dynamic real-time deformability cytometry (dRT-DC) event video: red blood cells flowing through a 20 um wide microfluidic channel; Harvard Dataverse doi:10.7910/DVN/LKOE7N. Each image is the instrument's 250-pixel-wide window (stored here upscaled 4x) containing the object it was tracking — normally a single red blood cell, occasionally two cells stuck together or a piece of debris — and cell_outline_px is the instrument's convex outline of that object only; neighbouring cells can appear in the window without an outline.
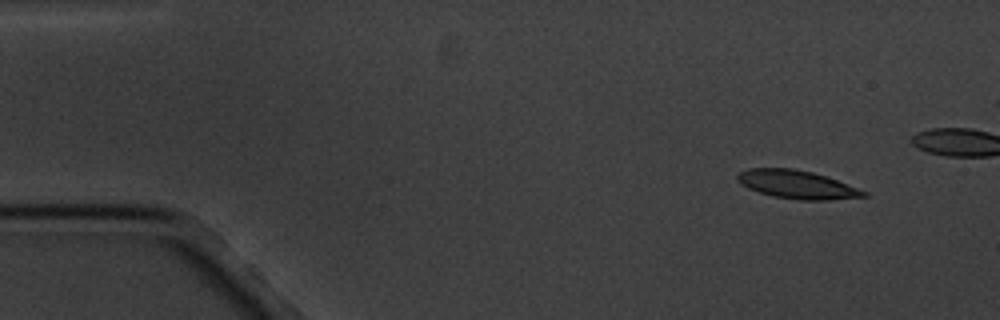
{"species": "common noctule bat (a hibernating species)", "species_latin": "Nyctalus noctula", "temperature_condition": "cold", "stored_images_in_passage": 5, "camera_frame_rate_fps": 3000, "um_per_image_px": 0.085, "animal": {"sex": "male", "body_mass_g": 20.1, "forearm_length_mm": 53.5}, "frame": {"image": 1, "passage_image": 1, "time_ms": 0.0, "image_size_px": [1000, 320], "cell_outline_px": [[868, 196], [828, 200], [800, 200], [772, 196], [748, 188], [740, 184], [736, 180], [736, 176], [740, 172], [748, 168], [792, 168], [812, 172], [836, 180], [868, 192]], "centroid_in_image_um": [67.71, 15.68], "position_along_channel_um": 17.3, "area_um2": 20.69}}